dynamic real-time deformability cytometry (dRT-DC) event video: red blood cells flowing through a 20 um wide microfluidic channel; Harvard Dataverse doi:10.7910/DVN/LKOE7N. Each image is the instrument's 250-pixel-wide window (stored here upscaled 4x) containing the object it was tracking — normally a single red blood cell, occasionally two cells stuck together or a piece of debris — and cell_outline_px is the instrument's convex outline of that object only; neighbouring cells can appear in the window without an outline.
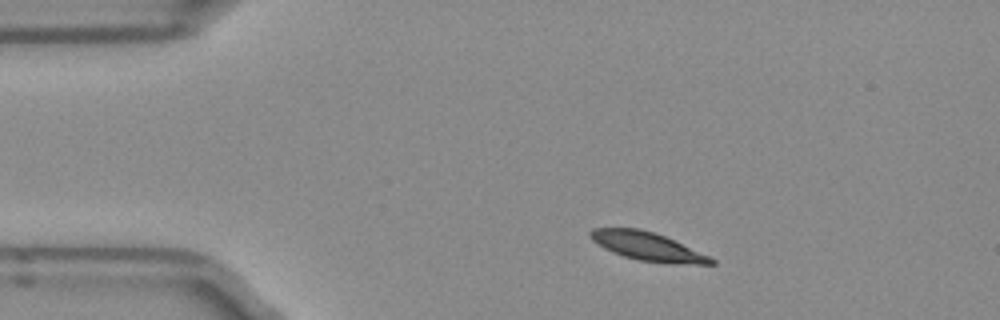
{"species": "Egyptian fruit bat (a non-hibernating species)", "species_latin": "Rousettus aegyptiacus", "temperature_condition": "room temperature", "stored_images_in_passage": 3, "camera_frame_rate_fps": 3000, "um_per_image_px": 0.085, "frame": {"image": 1, "passage_image": 1, "time_ms": 0.0, "image_size_px": [1000, 320], "cell_outline_px": [[716, 264], [668, 264], [636, 260], [612, 252], [596, 244], [588, 236], [588, 232], [592, 228], [640, 228], [664, 236], [708, 256], [716, 260]], "centroid_in_image_um": [54.98, 20.95], "position_along_channel_um": 30.0, "area_um2": 20.0}}
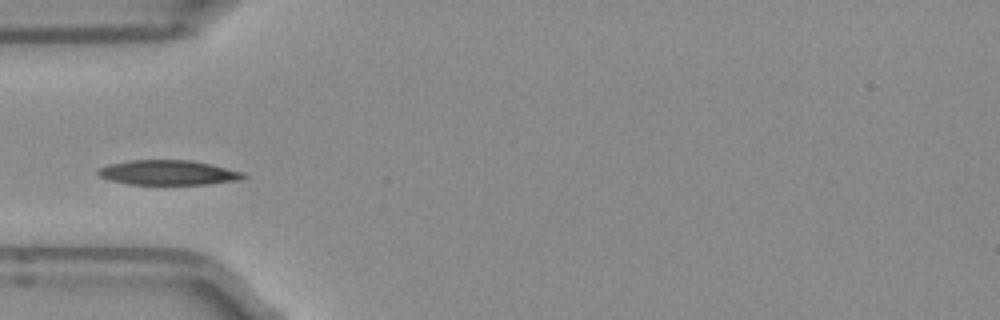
{"frame": {"image": 2, "passage_image": 3, "time_ms": 0.667, "image_size_px": [1000, 320], "cell_outline_px": [[248, 176], [244, 180], [208, 184], [128, 184], [108, 180], [100, 176], [96, 172], [100, 168], [108, 164], [128, 160], [192, 160], [212, 164], [244, 172]], "centroid_in_image_um": [14.35, 14.67], "position_along_channel_um": 70.7, "area_um2": 21.27}}